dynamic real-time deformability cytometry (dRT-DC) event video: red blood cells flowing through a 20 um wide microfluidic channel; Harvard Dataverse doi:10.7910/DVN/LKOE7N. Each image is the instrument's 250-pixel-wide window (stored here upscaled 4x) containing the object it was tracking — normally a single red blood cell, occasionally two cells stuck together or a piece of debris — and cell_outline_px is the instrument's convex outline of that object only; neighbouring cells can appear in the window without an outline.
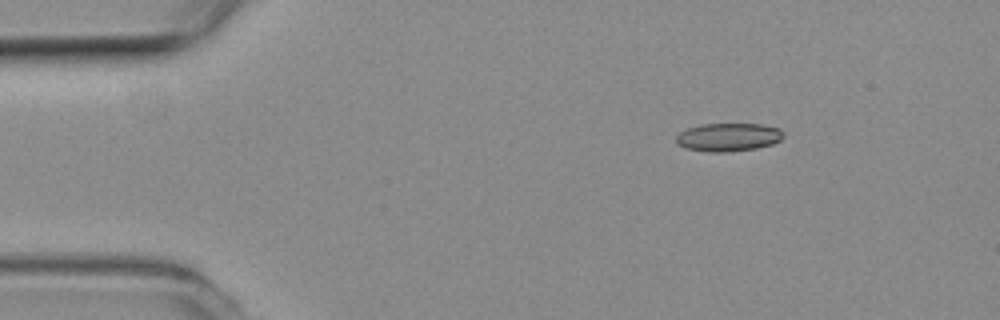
{"species": "common noctule bat (a hibernating species)", "species_latin": "Nyctalus noctula", "temperature_condition": "room temperature", "stored_images_in_passage": 47, "camera_frame_rate_fps": 3000, "um_per_image_px": 0.085, "animal": {"sex": "female", "body_mass_g": 19.3, "forearm_length_mm": 54.1}, "frame": {"image": 1, "passage_image": 1, "time_ms": 0.0, "image_size_px": [1000, 320], "cell_outline_px": [[784, 136], [780, 140], [772, 144], [756, 148], [728, 152], [708, 152], [684, 148], [676, 140], [676, 136], [680, 132], [688, 128], [700, 124], [760, 124], [780, 128], [784, 132]], "centroid_in_image_um": [61.93, 11.66], "position_along_channel_um": 23.1, "area_um2": 17.69}}
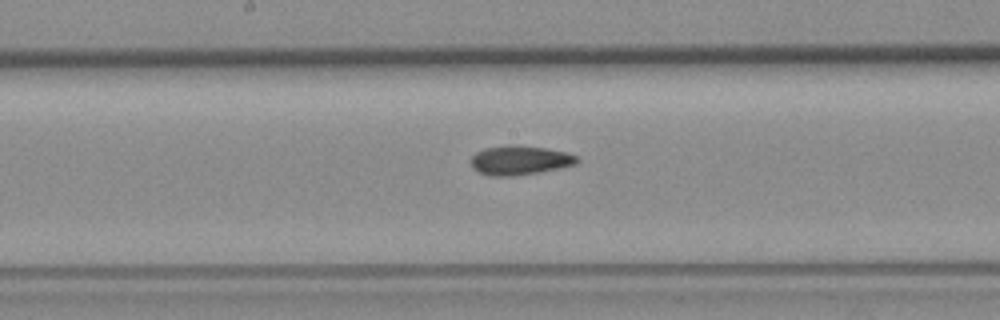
{"frame": {"image": 2, "passage_image": 21, "time_ms": 6.667, "image_size_px": [1000, 320], "cell_outline_px": [[580, 160], [576, 164], [560, 168], [540, 172], [512, 176], [488, 176], [472, 168], [468, 160], [476, 152], [484, 148], [508, 144], [516, 144], [544, 148], [564, 152], [576, 156]], "centroid_in_image_um": [44.12, 13.62], "position_along_channel_um": 204.1, "area_um2": 18.32}}
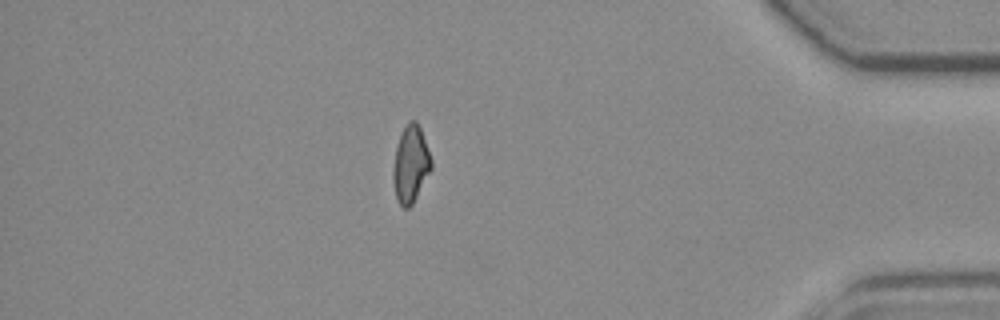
{"frame": {"image": 3, "passage_image": 40, "time_ms": 13.0, "image_size_px": [1000, 320], "cell_outline_px": [[432, 168], [412, 204], [408, 208], [404, 208], [396, 200], [392, 180], [392, 172], [396, 148], [400, 136], [408, 120], [416, 120], [420, 128], [432, 160]], "centroid_in_image_um": [34.89, 13.97], "position_along_channel_um": 400.3, "area_um2": 16.99}, "authors_computed_cell_mechanics": {"area_um2": 17.6868, "velocity_mm_per_s": 3.7878, "shape_relaxation_time_tau1_ms": null, "shape_relaxation_time_tau2_ms": 8.3666, "deformation_change_tau1": null, "deformation_change_tau2": 0.1678}}